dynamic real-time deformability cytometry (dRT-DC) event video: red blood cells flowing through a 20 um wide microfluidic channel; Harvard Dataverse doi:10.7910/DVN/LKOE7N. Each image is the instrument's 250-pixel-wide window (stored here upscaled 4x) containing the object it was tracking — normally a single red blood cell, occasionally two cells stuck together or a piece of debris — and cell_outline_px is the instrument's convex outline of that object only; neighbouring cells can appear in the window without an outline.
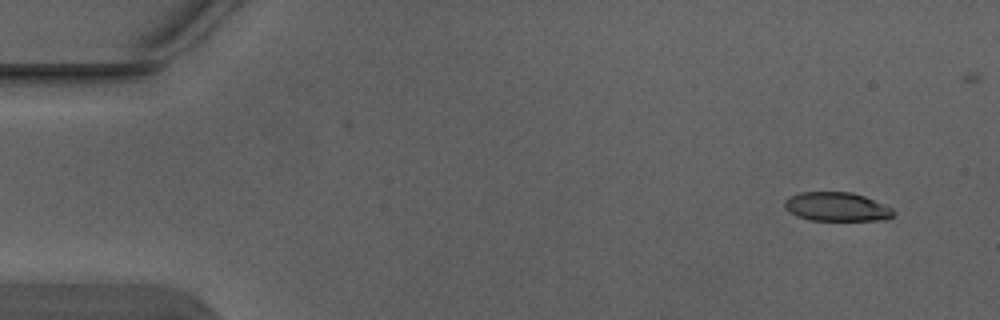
{"species": "Egyptian fruit bat (a non-hibernating species)", "species_latin": "Rousettus aegyptiacus", "temperature_condition": "warm", "stored_images_in_passage": 5, "camera_frame_rate_fps": 3000, "um_per_image_px": 0.085, "animal": {"sex": "male"}, "frame": {"image": 1, "passage_image": 1, "time_ms": 0.0, "image_size_px": [1000, 320], "cell_outline_px": [[896, 212], [892, 216], [884, 220], [812, 220], [796, 216], [788, 212], [784, 208], [784, 200], [800, 192], [852, 192], [864, 196], [884, 204], [892, 208]], "centroid_in_image_um": [71.11, 17.58], "position_along_channel_um": 13.9, "area_um2": 18.38}}
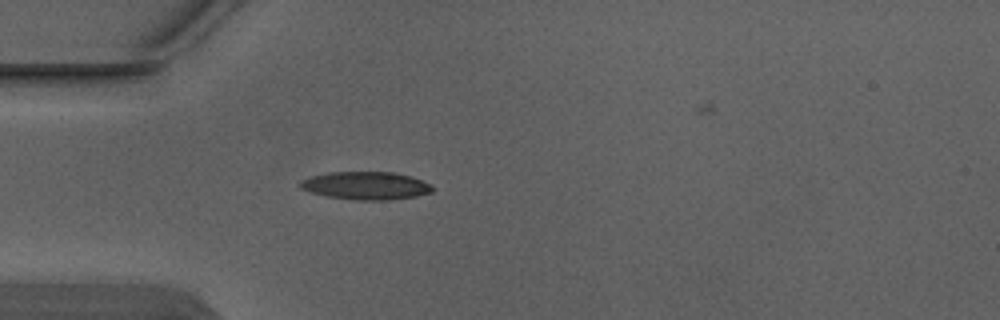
{"frame": {"image": 2, "passage_image": 4, "time_ms": 1.0, "image_size_px": [1000, 320], "cell_outline_px": [[432, 192], [416, 196], [388, 200], [360, 200], [328, 196], [312, 192], [300, 188], [300, 180], [312, 176], [328, 172], [396, 172], [412, 176], [432, 184]], "centroid_in_image_um": [31.14, 15.77], "position_along_channel_um": 53.9, "area_um2": 21.44}}